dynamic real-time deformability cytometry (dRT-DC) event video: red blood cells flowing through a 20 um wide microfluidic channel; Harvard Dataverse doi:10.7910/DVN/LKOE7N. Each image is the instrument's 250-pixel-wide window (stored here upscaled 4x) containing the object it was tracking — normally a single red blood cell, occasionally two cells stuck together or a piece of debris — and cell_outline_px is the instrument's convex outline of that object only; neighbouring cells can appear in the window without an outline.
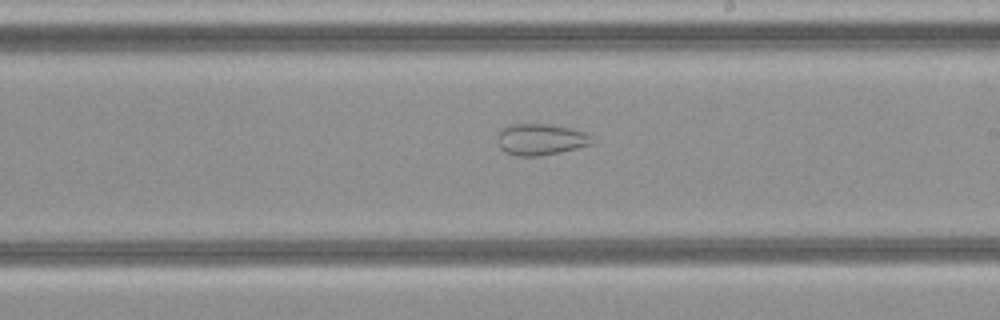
{"species": "common noctule bat (a hibernating species)", "species_latin": "Nyctalus noctula", "temperature_condition": "cold", "stored_images_in_passage": 38, "camera_frame_rate_fps": 3000, "um_per_image_px": 0.085, "animal": {"sex": "female", "body_mass_g": 21.9}, "frame": {"image": 1, "passage_image": 22, "time_ms": 7.0, "image_size_px": [1000, 320], "cell_outline_px": [[596, 140], [592, 144], [560, 152], [540, 156], [516, 156], [504, 152], [500, 148], [500, 132], [508, 124], [548, 124], [568, 128], [584, 132], [592, 136]], "centroid_in_image_um": [46.0, 11.86], "position_along_channel_um": 243.0, "area_um2": 17.11}}
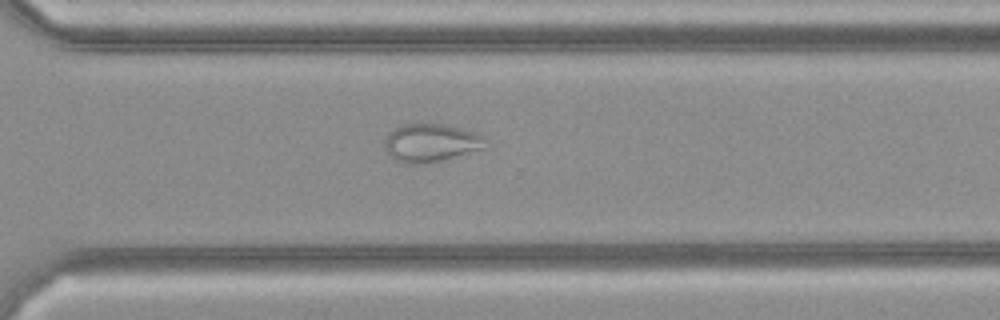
{"frame": {"image": 2, "passage_image": 27, "time_ms": 8.667, "image_size_px": [1000, 320], "cell_outline_px": [[484, 148], [440, 160], [424, 164], [408, 164], [396, 160], [384, 148], [384, 140], [400, 124], [420, 120], [444, 124], [476, 132], [484, 136]], "centroid_in_image_um": [36.59, 12.09], "position_along_channel_um": 334.0, "area_um2": 22.66}}